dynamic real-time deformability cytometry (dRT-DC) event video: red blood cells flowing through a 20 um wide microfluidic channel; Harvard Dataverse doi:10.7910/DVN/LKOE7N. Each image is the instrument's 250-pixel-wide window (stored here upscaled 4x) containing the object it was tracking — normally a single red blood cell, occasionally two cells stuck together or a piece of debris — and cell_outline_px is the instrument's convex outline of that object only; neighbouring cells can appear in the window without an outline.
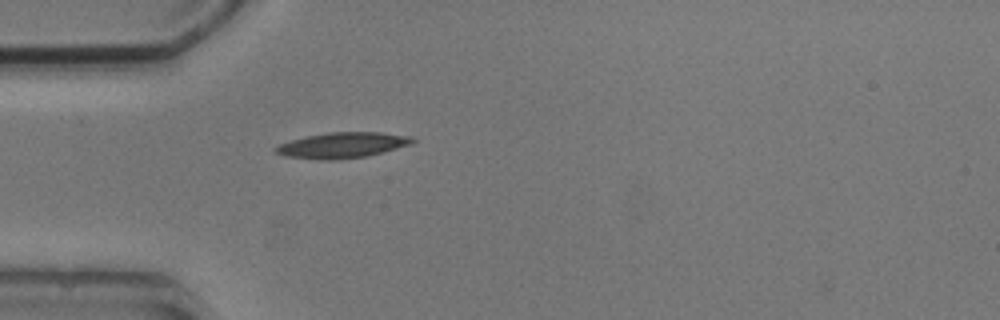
{"species": "common noctule bat (a hibernating species)", "species_latin": "Nyctalus noctula", "temperature_condition": "cold", "stored_images_in_passage": 4, "camera_frame_rate_fps": 3000, "um_per_image_px": 0.085, "animal": {"sex": "male", "body_mass_g": 20.5, "forearm_length_mm": 52.5}, "frame": {"image": 1, "passage_image": 4, "time_ms": 3.667, "image_size_px": [1000, 320], "cell_outline_px": [[416, 140], [412, 144], [368, 156], [336, 160], [328, 160], [284, 156], [272, 152], [272, 148], [280, 144], [292, 140], [308, 136], [328, 132], [380, 132], [412, 136]], "centroid_in_image_um": [29.1, 12.34], "position_along_channel_um": 55.9, "area_um2": 20.52}}